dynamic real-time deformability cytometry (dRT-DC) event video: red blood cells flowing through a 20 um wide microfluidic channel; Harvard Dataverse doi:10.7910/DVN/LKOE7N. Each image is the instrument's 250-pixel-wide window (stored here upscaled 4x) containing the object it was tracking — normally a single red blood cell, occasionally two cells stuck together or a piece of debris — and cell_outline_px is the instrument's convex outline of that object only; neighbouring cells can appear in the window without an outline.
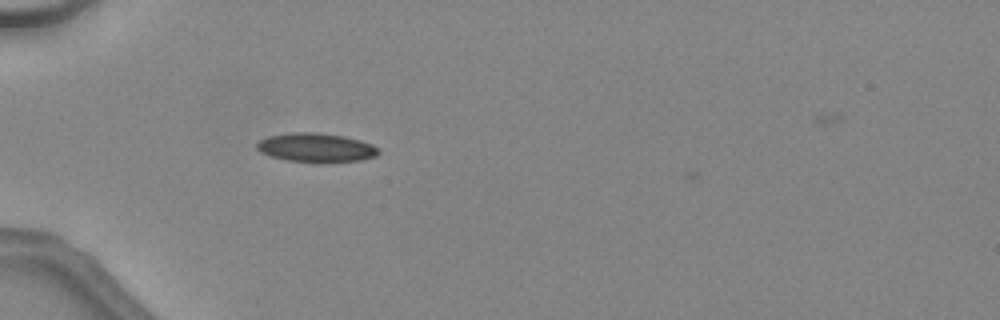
{"species": "common noctule bat (a hibernating species)", "species_latin": "Nyctalus noctula", "temperature_condition": "warm", "stored_images_in_passage": 3, "camera_frame_rate_fps": 3000, "um_per_image_px": 0.085, "animal": {"sex": "female", "body_mass_g": 24.6, "forearm_length_mm": 56.2}, "frame": {"image": 1, "passage_image": 2, "time_ms": 0.333, "image_size_px": [1000, 320], "cell_outline_px": [[380, 152], [376, 156], [360, 160], [320, 164], [288, 160], [272, 156], [260, 152], [256, 148], [256, 144], [260, 140], [268, 136], [292, 132], [316, 132], [344, 136], [360, 140], [372, 144]], "centroid_in_image_um": [26.87, 12.56], "position_along_channel_um": 58.1, "area_um2": 20.81}}